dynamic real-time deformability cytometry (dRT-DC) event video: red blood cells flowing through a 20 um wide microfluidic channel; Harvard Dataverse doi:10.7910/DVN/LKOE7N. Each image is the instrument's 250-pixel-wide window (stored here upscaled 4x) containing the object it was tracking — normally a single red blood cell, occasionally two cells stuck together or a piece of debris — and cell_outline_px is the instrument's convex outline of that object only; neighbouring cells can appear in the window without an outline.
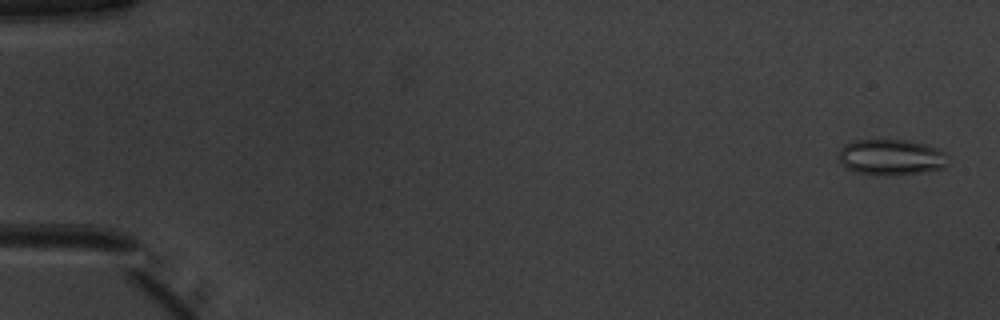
{"species": "common noctule bat (a hibernating species)", "species_latin": "Nyctalus noctula", "temperature_condition": "warm", "stored_images_in_passage": 51, "camera_frame_rate_fps": 3000, "um_per_image_px": 0.085, "animal": {"sex": "male", "body_mass_g": 20.1, "forearm_length_mm": 53.5}, "frame": {"image": 1, "passage_image": 2, "time_ms": 0.333, "image_size_px": [1000, 320], "cell_outline_px": [[952, 160], [944, 168], [896, 176], [880, 176], [856, 172], [840, 164], [840, 148], [844, 144], [856, 140], [908, 140], [928, 144], [948, 152]], "centroid_in_image_um": [75.84, 13.37], "position_along_channel_um": 9.2, "area_um2": 23.52}}
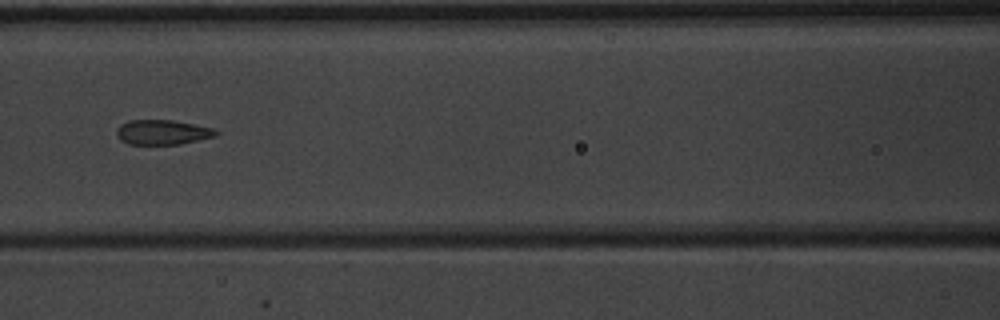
{"frame": {"image": 2, "passage_image": 24, "time_ms": 7.667, "image_size_px": [1000, 320], "cell_outline_px": [[220, 132], [216, 136], [180, 144], [128, 144], [120, 140], [116, 136], [116, 132], [120, 124], [128, 120], [172, 120], [216, 128]], "centroid_in_image_um": [13.82, 11.23], "position_along_channel_um": 152.8, "area_um2": 14.51}}
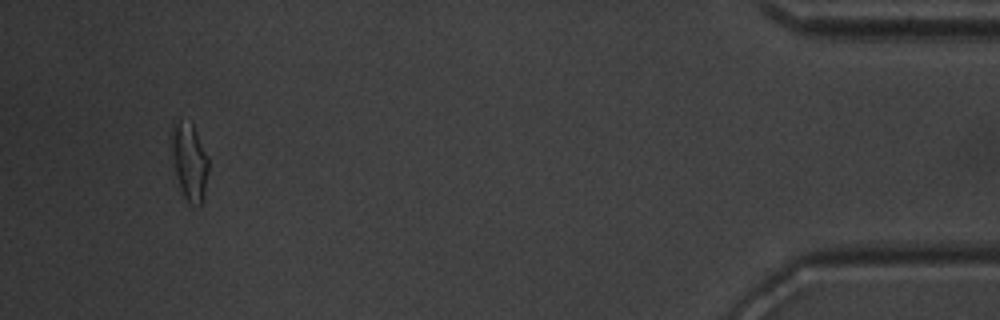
{"frame": {"image": 3, "passage_image": 49, "time_ms": 16.0, "image_size_px": [1000, 320], "cell_outline_px": [[208, 172], [204, 196], [200, 204], [188, 204], [180, 188], [176, 176], [172, 156], [172, 124], [180, 120], [192, 124], [208, 156]], "centroid_in_image_um": [16.11, 13.76], "position_along_channel_um": 419.1, "area_um2": 16.36}, "authors_computed_cell_mechanics": {"area_um2": 15.606, "velocity_mm_per_s": 4.0109, "shape_relaxation_time_tau1_ms": 7.6603, "shape_relaxation_time_tau2_ms": 0.9685, "deformation_change_tau1": 0.1987, "deformation_change_tau2": 0.0823}}